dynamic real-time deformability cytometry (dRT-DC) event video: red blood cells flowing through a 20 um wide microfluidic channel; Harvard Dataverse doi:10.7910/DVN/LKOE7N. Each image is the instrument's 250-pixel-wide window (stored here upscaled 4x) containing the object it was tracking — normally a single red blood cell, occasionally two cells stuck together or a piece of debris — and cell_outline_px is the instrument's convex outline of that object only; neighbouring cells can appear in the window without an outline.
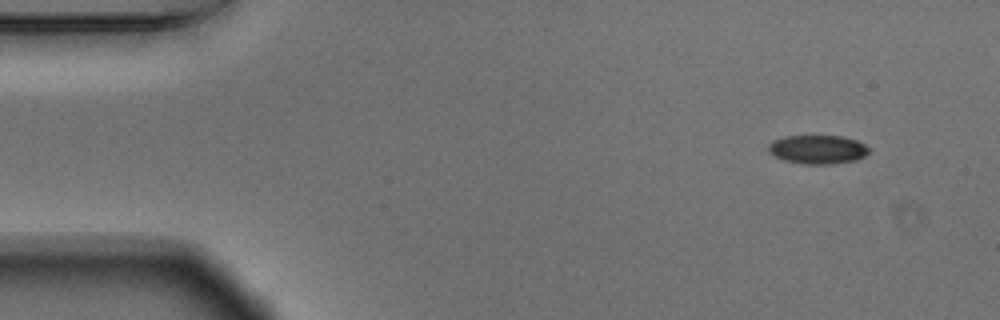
{"species": "Egyptian fruit bat (a non-hibernating species)", "species_latin": "Rousettus aegyptiacus", "temperature_condition": "warm", "stored_images_in_passage": 51, "camera_frame_rate_fps": 3000, "um_per_image_px": 0.085, "animal": {"sex": "male"}, "frame": {"image": 1, "passage_image": 1, "time_ms": 0.0, "image_size_px": [1000, 320], "cell_outline_px": [[872, 148], [864, 156], [856, 160], [832, 164], [804, 164], [784, 160], [768, 152], [768, 144], [772, 140], [784, 136], [844, 136], [856, 140]], "centroid_in_image_um": [69.51, 12.7], "position_along_channel_um": 15.5, "area_um2": 16.99}}
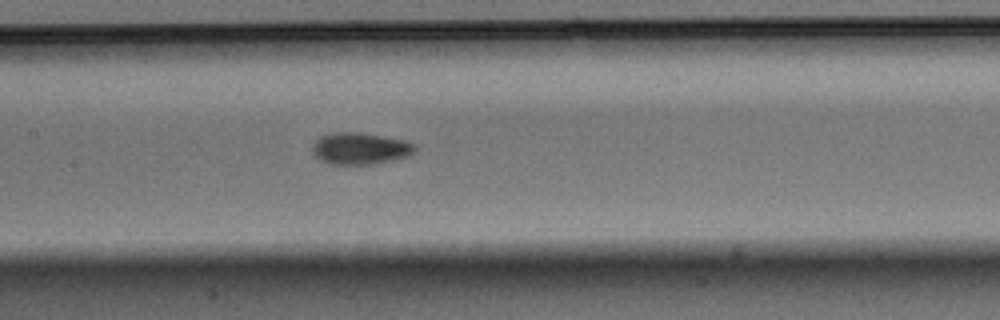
{"frame": {"image": 2, "passage_image": 22, "time_ms": 7.0, "image_size_px": [1000, 320], "cell_outline_px": [[416, 148], [408, 156], [392, 160], [368, 164], [328, 164], [320, 160], [312, 152], [312, 144], [320, 136], [332, 132], [360, 132], [384, 136], [404, 140], [416, 144]], "centroid_in_image_um": [30.58, 12.61], "position_along_channel_um": 176.8, "area_um2": 19.02}}
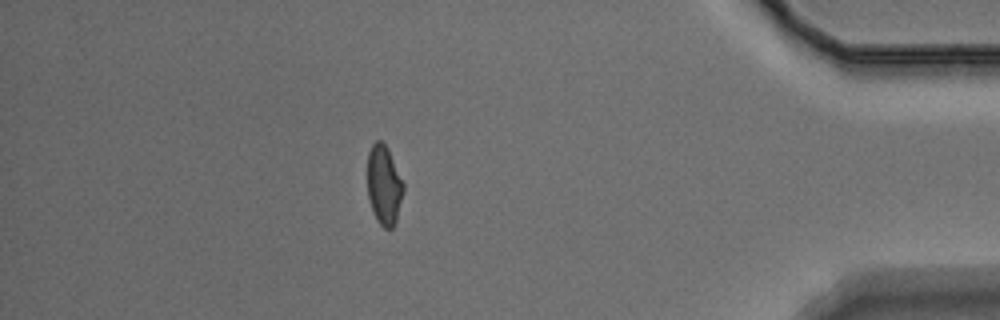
{"frame": {"image": 3, "passage_image": 44, "time_ms": 14.333, "image_size_px": [1000, 320], "cell_outline_px": [[404, 192], [396, 220], [392, 228], [384, 228], [376, 220], [368, 196], [368, 152], [372, 144], [376, 140], [380, 140], [388, 148], [404, 184]], "centroid_in_image_um": [32.65, 15.72], "position_along_channel_um": 402.6, "area_um2": 16.59}, "authors_computed_cell_mechanics": {"area_um2": 17.629, "velocity_mm_per_s": 3.6877, "shape_relaxation_time_tau1_ms": 4.4909, "shape_relaxation_time_tau2_ms": 3.3159, "deformation_change_tau1": 0.1103, "deformation_change_tau2": 0.0739}}